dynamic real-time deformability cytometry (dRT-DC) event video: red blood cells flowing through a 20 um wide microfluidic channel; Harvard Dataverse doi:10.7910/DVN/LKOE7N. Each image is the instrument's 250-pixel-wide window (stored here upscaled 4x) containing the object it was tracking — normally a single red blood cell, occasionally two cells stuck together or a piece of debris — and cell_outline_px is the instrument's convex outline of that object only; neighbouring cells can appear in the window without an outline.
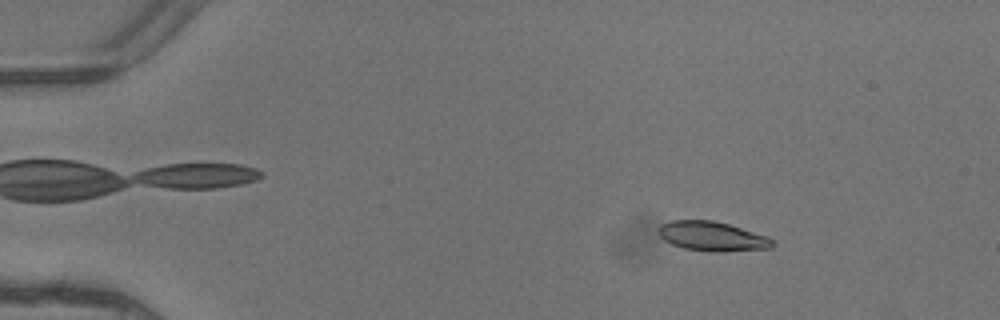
{"species": "common noctule bat (a hibernating species)", "species_latin": "Nyctalus noctula", "temperature_condition": "warm", "stored_images_in_passage": 5, "camera_frame_rate_fps": 3000, "um_per_image_px": 0.085, "animal": {"sex": "female"}, "frame": {"image": 1, "passage_image": 2, "time_ms": 0.333, "image_size_px": [1000, 320], "cell_outline_px": [[776, 244], [772, 248], [720, 252], [712, 252], [684, 248], [672, 244], [664, 240], [656, 232], [656, 228], [660, 224], [668, 220], [712, 220], [728, 224], [768, 236], [776, 240]], "centroid_in_image_um": [60.53, 20.08], "position_along_channel_um": 24.5, "area_um2": 19.94}}
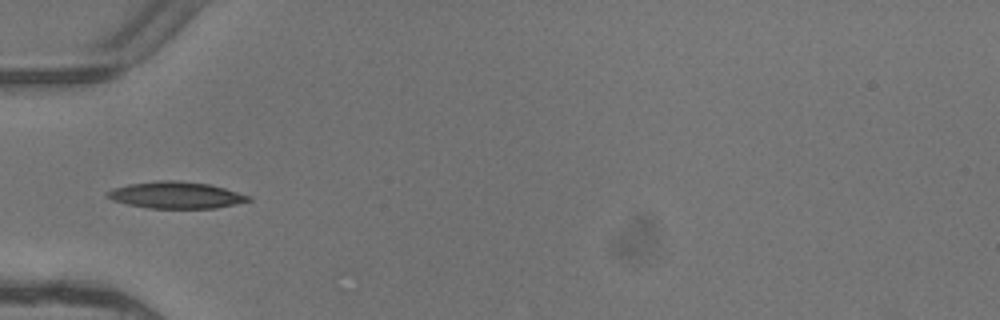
{"frame": {"image": 2, "passage_image": 5, "time_ms": 1.333, "image_size_px": [1000, 320], "cell_outline_px": [[252, 200], [216, 208], [148, 208], [128, 204], [112, 200], [104, 192], [128, 184], [156, 180], [176, 180], [212, 184], [252, 196]], "centroid_in_image_um": [14.99, 16.57], "position_along_channel_um": 70.0, "area_um2": 22.02}}